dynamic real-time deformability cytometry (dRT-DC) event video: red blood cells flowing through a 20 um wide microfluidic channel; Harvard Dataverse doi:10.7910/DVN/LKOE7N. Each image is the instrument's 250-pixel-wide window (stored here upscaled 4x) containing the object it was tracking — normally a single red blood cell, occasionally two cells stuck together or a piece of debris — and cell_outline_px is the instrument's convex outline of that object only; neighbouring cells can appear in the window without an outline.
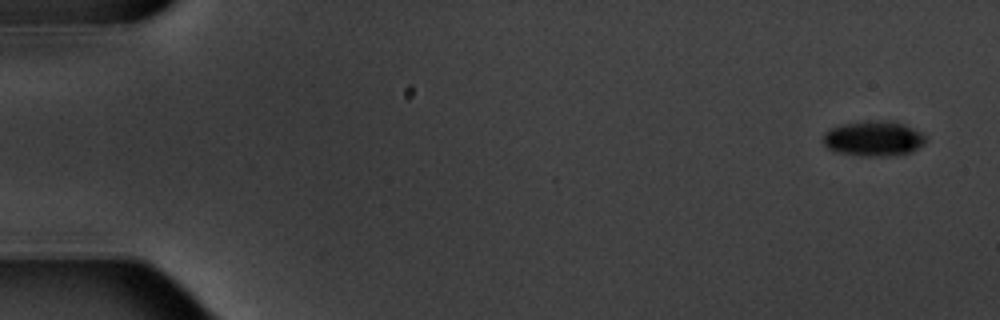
{"species": "common noctule bat (a hibernating species)", "species_latin": "Nyctalus noctula", "temperature_condition": "warm", "stored_images_in_passage": 5, "camera_frame_rate_fps": 3000, "um_per_image_px": 0.085, "animal": {"sex": "male", "body_mass_g": 20.1, "forearm_length_mm": 53.5}, "frame": {"image": 1, "passage_image": 1, "time_ms": 0.0, "image_size_px": [1000, 320], "cell_outline_px": [[928, 140], [924, 144], [912, 152], [892, 156], [864, 156], [836, 152], [828, 148], [820, 140], [824, 132], [832, 128], [844, 124], [904, 124], [920, 132]], "centroid_in_image_um": [74.23, 11.86], "position_along_channel_um": 10.8, "area_um2": 20.11}}